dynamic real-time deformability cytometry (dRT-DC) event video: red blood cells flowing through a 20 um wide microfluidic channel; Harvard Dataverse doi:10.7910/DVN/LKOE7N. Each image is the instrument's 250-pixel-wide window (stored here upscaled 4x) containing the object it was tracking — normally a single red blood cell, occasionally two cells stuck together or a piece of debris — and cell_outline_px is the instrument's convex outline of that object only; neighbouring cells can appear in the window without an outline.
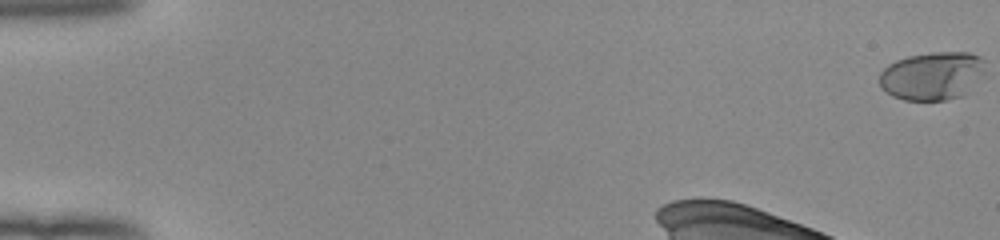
{"species": "human", "species_latin": "Homo sapiens", "temperature_condition": "room temperature", "stored_images_in_passage": 16, "camera_frame_rate_fps": 3000, "um_per_image_px": 0.085, "donor": {"sex": "female"}, "frame": {"image": 1, "passage_image": 1, "time_ms": 0.0, "image_size_px": [1000, 240], "cell_outline_px": [[984, 72], [964, 96], [948, 100], [904, 100], [892, 96], [880, 88], [880, 72], [888, 64], [896, 60], [908, 56], [932, 52], [968, 52], [980, 56], [984, 60]], "centroid_in_image_um": [79.23, 6.45], "position_along_channel_um": 5.8, "area_um2": 29.94}}